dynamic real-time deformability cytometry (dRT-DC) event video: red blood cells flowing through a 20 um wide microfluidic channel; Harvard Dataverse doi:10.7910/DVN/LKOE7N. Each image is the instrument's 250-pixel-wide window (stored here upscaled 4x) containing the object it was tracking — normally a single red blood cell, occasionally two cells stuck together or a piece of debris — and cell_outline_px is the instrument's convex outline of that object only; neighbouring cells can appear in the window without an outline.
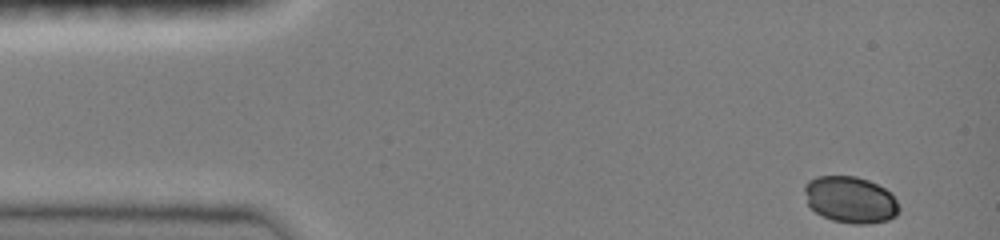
{"species": "common noctule bat (a hibernating species)", "species_latin": "Nyctalus noctula", "temperature_condition": "room temperature", "stored_images_in_passage": 42, "camera_frame_rate_fps": 3000, "um_per_image_px": 0.085, "animal": {"sex": "female", "body_mass_g": 19.0, "forearm_length_mm": 51.5}, "frame": {"image": 1, "passage_image": 1, "time_ms": 0.0, "image_size_px": [1000, 240], "cell_outline_px": [[900, 208], [896, 216], [888, 220], [864, 224], [852, 224], [832, 220], [816, 212], [808, 204], [804, 192], [804, 184], [808, 180], [816, 176], [856, 176], [868, 180], [884, 188], [896, 200]], "centroid_in_image_um": [72.26, 16.97], "position_along_channel_um": 12.7, "area_um2": 25.61}}
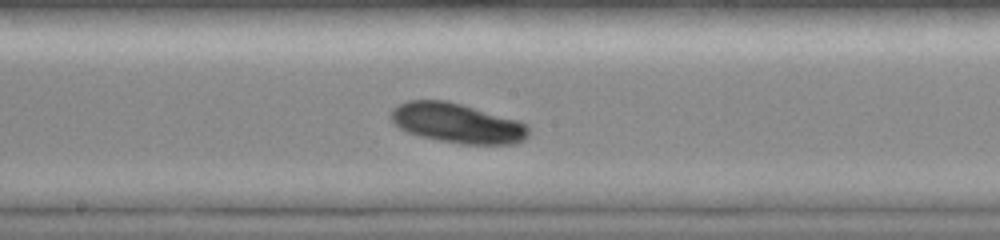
{"frame": {"image": 2, "passage_image": 23, "time_ms": 7.333, "image_size_px": [1000, 240], "cell_outline_px": [[528, 136], [524, 140], [516, 144], [460, 144], [420, 136], [408, 132], [400, 128], [388, 116], [388, 112], [396, 104], [408, 100], [444, 100], [460, 104], [516, 120], [528, 124]], "centroid_in_image_um": [38.82, 10.46], "position_along_channel_um": 209.4, "area_um2": 31.85}}
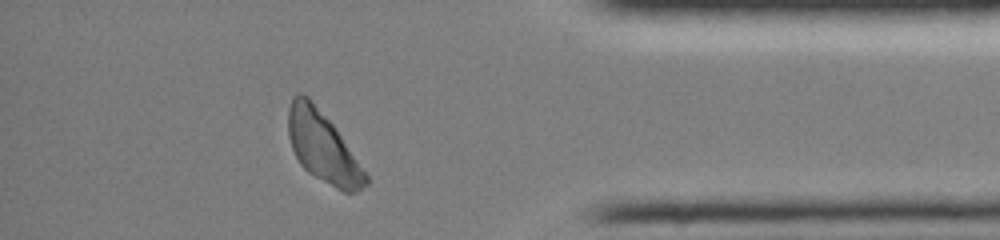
{"frame": {"image": 3, "passage_image": 39, "time_ms": 12.667, "image_size_px": [1000, 240], "cell_outline_px": [[368, 184], [356, 192], [344, 192], [336, 188], [308, 172], [300, 164], [292, 148], [288, 136], [288, 108], [292, 96], [296, 92], [300, 92], [308, 96], [336, 128], [368, 176]], "centroid_in_image_um": [27.41, 12.47], "position_along_channel_um": 407.8, "area_um2": 31.62}}